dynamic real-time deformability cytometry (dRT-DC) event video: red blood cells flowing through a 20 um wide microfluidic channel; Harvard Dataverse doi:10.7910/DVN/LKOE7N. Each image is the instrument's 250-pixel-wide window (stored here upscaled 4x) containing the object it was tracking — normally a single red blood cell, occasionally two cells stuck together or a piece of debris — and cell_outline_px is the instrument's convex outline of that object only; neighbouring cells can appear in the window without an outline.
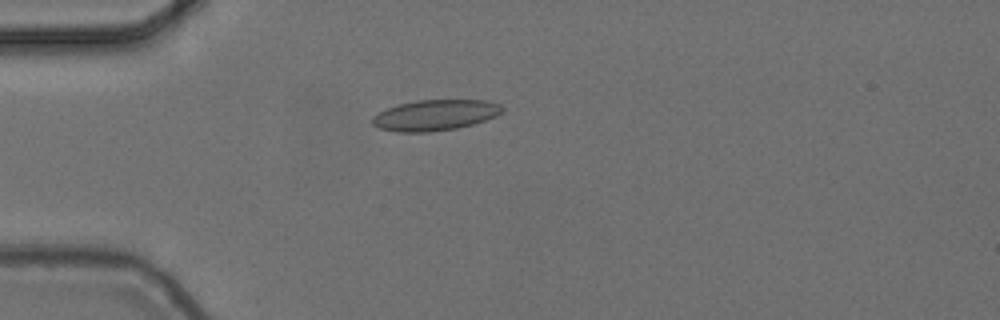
{"species": "common noctule bat (a hibernating species)", "species_latin": "Nyctalus noctula", "temperature_condition": "cold", "stored_images_in_passage": 3, "camera_frame_rate_fps": 3000, "um_per_image_px": 0.085, "animal": {"sex": "female", "body_mass_g": 24.6, "forearm_length_mm": 56.2}, "frame": {"image": 1, "passage_image": 3, "time_ms": 0.667, "image_size_px": [1000, 320], "cell_outline_px": [[504, 108], [496, 116], [472, 124], [456, 128], [428, 132], [396, 132], [380, 128], [372, 124], [372, 116], [388, 108], [400, 104], [416, 100], [484, 100], [500, 104]], "centroid_in_image_um": [36.97, 9.78], "position_along_channel_um": 48.0, "area_um2": 23.06}}